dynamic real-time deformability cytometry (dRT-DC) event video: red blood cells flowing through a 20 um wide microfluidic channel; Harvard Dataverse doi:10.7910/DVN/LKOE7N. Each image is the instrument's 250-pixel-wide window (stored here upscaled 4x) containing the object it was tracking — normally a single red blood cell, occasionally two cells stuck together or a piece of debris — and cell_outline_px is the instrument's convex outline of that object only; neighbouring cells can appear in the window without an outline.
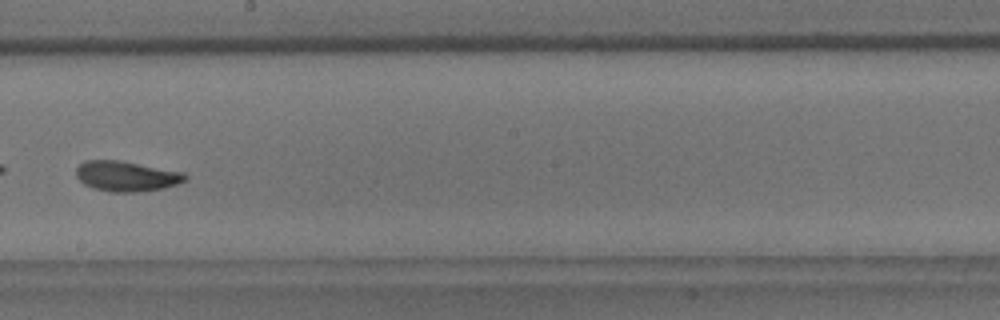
{"species": "common noctule bat (a hibernating species)", "species_latin": "Nyctalus noctula", "temperature_condition": "room temperature", "stored_images_in_passage": 8, "camera_frame_rate_fps": 3000, "um_per_image_px": 0.085, "animal": {"sex": "male", "body_mass_g": 18.8}, "frame": {"image": 1, "passage_image": 8, "time_ms": 9.0, "image_size_px": [1000, 320], "cell_outline_px": [[188, 176], [184, 180], [176, 184], [164, 188], [140, 192], [112, 192], [92, 188], [84, 184], [76, 176], [76, 168], [84, 160], [116, 160], [184, 172]], "centroid_in_image_um": [10.72, 14.98], "position_along_channel_um": 237.5, "area_um2": 19.13}}